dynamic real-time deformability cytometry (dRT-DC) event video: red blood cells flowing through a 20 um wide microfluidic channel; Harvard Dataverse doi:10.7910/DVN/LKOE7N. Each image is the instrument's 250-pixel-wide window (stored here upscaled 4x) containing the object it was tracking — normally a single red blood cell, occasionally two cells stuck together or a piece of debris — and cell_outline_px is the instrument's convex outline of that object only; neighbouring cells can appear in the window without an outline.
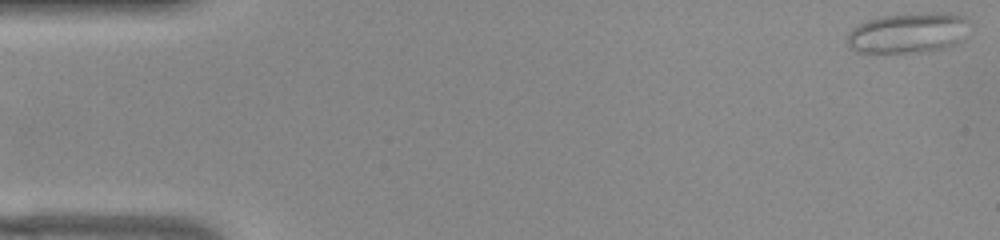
{"species": "common noctule bat (a hibernating species)", "species_latin": "Nyctalus noctula", "temperature_condition": "warm", "stored_images_in_passage": 15, "camera_frame_rate_fps": 3000, "um_per_image_px": 0.085, "animal": {"sex": "female", "body_mass_g": 22.0, "forearm_length_mm": 56.7}, "frame": {"image": 1, "passage_image": 1, "time_ms": 0.0, "image_size_px": [1000, 240], "cell_outline_px": [[972, 24], [960, 40], [956, 44], [944, 48], [924, 52], [856, 52], [848, 48], [848, 32], [852, 28], [868, 20], [880, 16], [932, 12], [948, 12], [964, 16]], "centroid_in_image_um": [77.23, 2.78], "position_along_channel_um": 7.8, "area_um2": 29.02}}